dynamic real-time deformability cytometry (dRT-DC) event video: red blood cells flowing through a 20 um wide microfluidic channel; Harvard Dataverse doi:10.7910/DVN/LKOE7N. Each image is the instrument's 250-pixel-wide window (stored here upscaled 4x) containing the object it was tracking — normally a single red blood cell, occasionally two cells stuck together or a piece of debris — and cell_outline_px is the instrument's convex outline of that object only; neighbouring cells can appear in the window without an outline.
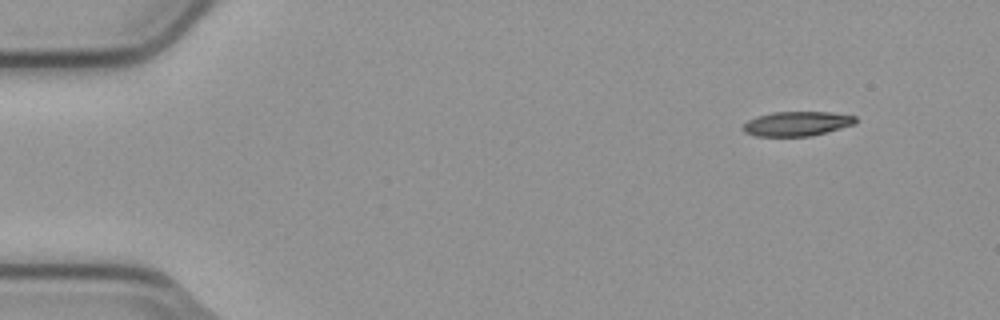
{"species": "common noctule bat (a hibernating species)", "species_latin": "Nyctalus noctula", "temperature_condition": "cold", "stored_images_in_passage": 5, "segment_of_instrument_passage": [2, 2], "camera_frame_rate_fps": 3000, "um_per_image_px": 0.085, "animal": {"sex": "male", "body_mass_g": 23.1, "forearm_length_mm": 52.7}, "frame": {"image": 1, "passage_image": 5, "time_ms": 1.333, "image_size_px": [1000, 320], "cell_outline_px": [[856, 124], [812, 136], [756, 136], [744, 132], [744, 124], [748, 120], [756, 116], [772, 112], [832, 112], [856, 116]], "centroid_in_image_um": [67.76, 10.51], "position_along_channel_um": 17.2, "area_um2": 16.13}}